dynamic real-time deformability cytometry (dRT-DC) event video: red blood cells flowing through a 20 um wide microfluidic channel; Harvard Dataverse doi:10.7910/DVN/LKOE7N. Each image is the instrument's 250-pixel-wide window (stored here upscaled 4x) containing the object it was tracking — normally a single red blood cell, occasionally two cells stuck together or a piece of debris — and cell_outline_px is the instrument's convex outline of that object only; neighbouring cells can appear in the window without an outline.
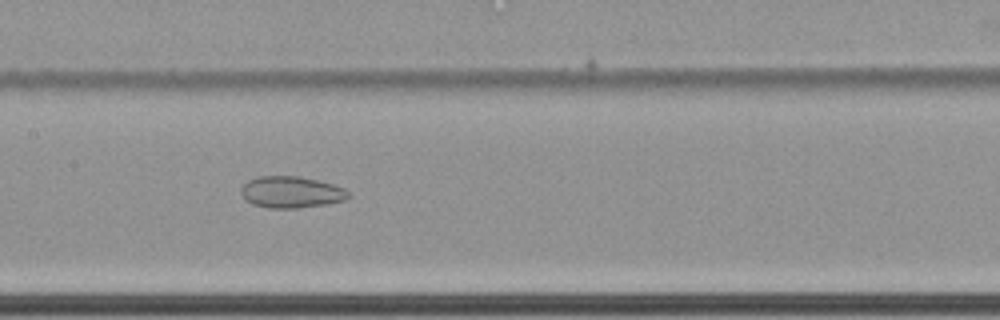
{"species": "common noctule bat (a hibernating species)", "species_latin": "Nyctalus noctula", "temperature_condition": "cold", "stored_images_in_passage": 39, "camera_frame_rate_fps": 3000, "um_per_image_px": 0.085, "animal": {"sex": "female", "body_mass_g": 22.7, "forearm_length_mm": 54.2}, "frame": {"image": 1, "passage_image": 23, "time_ms": 7.333, "image_size_px": [1000, 320], "cell_outline_px": [[352, 196], [344, 200], [328, 204], [296, 208], [268, 208], [252, 204], [244, 200], [240, 192], [240, 188], [248, 180], [260, 176], [300, 176], [332, 184], [344, 188]], "centroid_in_image_um": [24.73, 16.34], "position_along_channel_um": 182.7, "area_um2": 19.88}}